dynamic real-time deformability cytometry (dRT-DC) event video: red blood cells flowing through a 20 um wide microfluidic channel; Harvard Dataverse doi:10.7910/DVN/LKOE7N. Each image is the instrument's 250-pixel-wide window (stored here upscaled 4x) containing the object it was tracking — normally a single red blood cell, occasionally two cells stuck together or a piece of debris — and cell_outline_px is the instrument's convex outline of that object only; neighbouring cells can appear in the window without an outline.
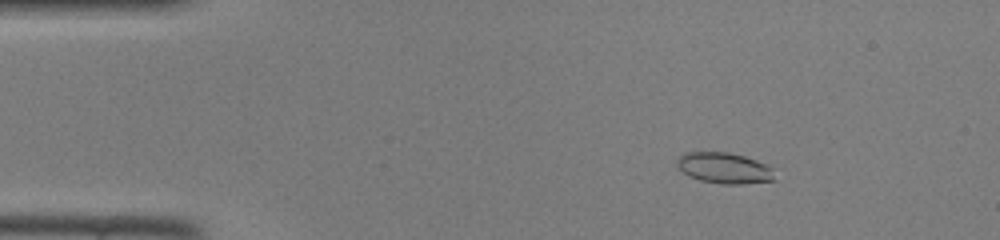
{"species": "common noctule bat (a hibernating species)", "species_latin": "Nyctalus noctula", "temperature_condition": "room temperature", "stored_images_in_passage": 47, "camera_frame_rate_fps": 3000, "um_per_image_px": 0.085, "animal": {"sex": "female", "body_mass_g": 22.0, "forearm_length_mm": 56.7}, "frame": {"image": 1, "passage_image": 7, "time_ms": 2.0, "image_size_px": [1000, 240], "cell_outline_px": [[776, 180], [740, 184], [724, 184], [700, 180], [688, 176], [676, 164], [676, 160], [684, 152], [728, 152], [744, 156], [756, 160], [772, 168]], "centroid_in_image_um": [61.56, 14.28], "position_along_channel_um": 23.4, "area_um2": 17.51}}
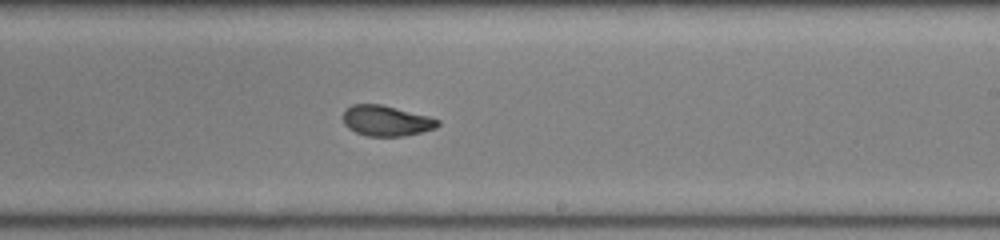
{"frame": {"image": 2, "passage_image": 28, "time_ms": 9.0, "image_size_px": [1000, 240], "cell_outline_px": [[440, 124], [436, 128], [404, 136], [368, 136], [356, 132], [348, 128], [344, 124], [344, 108], [352, 104], [380, 104], [428, 116], [440, 120]], "centroid_in_image_um": [32.82, 10.26], "position_along_channel_um": 256.2, "area_um2": 16.76}}
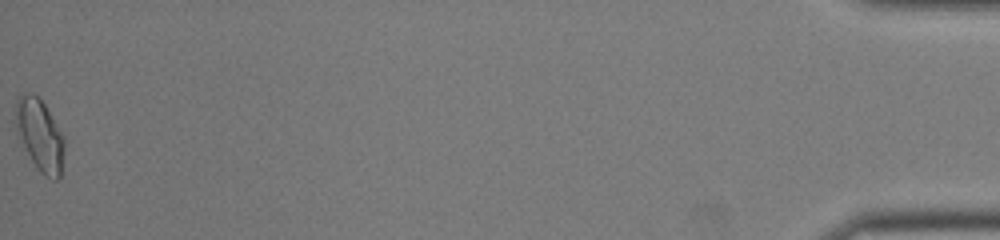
{"frame": {"image": 3, "passage_image": 47, "time_ms": 15.333, "image_size_px": [1000, 240], "cell_outline_px": [[64, 148], [60, 176], [56, 180], [52, 180], [44, 176], [40, 172], [32, 160], [24, 144], [20, 132], [16, 116], [16, 100], [24, 92], [32, 92], [40, 96], [64, 136]], "centroid_in_image_um": [3.44, 11.45], "position_along_channel_um": 431.8, "area_um2": 19.88}}